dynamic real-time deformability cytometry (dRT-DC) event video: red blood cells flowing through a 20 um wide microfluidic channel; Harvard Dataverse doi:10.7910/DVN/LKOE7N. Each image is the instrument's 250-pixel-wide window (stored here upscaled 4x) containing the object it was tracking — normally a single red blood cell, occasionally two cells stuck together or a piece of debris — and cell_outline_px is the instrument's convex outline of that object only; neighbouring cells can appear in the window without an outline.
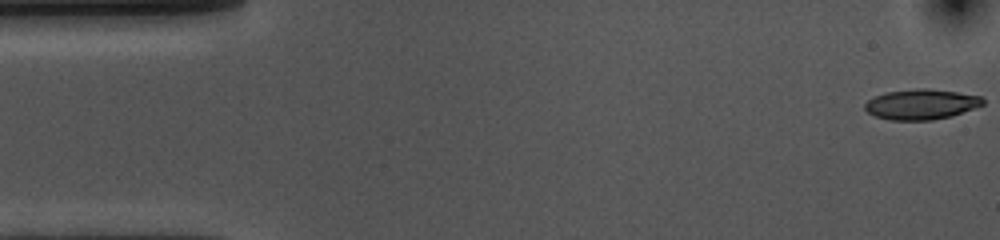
{"species": "common noctule bat (a hibernating species)", "species_latin": "Nyctalus noctula", "temperature_condition": "cold", "stored_images_in_passage": 54, "camera_frame_rate_fps": 3000, "um_per_image_px": 0.085, "animal": {"sex": "female", "body_mass_g": 10.0, "forearm_length_mm": 53.1}, "frame": {"image": 1, "passage_image": 1, "time_ms": 0.0, "image_size_px": [1000, 240], "cell_outline_px": [[984, 104], [952, 116], [932, 120], [892, 120], [876, 116], [868, 112], [864, 108], [864, 104], [868, 100], [884, 92], [916, 88], [928, 88], [956, 92], [980, 96], [984, 100]], "centroid_in_image_um": [78.29, 8.86], "position_along_channel_um": 6.7, "area_um2": 20.75}}
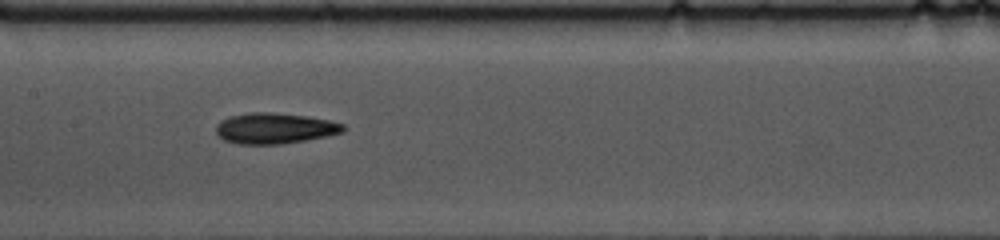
{"frame": {"image": 2, "passage_image": 25, "time_ms": 8.0, "image_size_px": [1000, 240], "cell_outline_px": [[348, 128], [344, 132], [304, 140], [280, 144], [236, 144], [224, 140], [216, 132], [216, 124], [220, 120], [228, 116], [252, 112], [268, 112], [304, 116], [328, 120], [344, 124]], "centroid_in_image_um": [23.32, 10.9], "position_along_channel_um": 184.1, "area_um2": 22.72}}
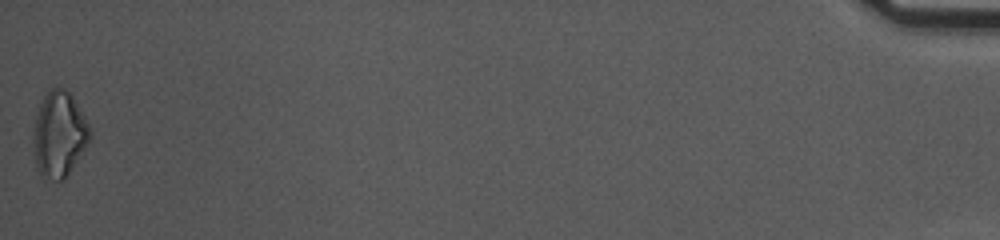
{"frame": {"image": 3, "passage_image": 54, "time_ms": 17.667, "image_size_px": [1000, 240], "cell_outline_px": [[92, 136], [68, 176], [64, 180], [44, 180], [40, 176], [36, 168], [32, 140], [32, 136], [36, 116], [40, 104], [44, 96], [52, 88], [64, 88], [72, 96], [84, 116], [92, 132]], "centroid_in_image_um": [5.01, 11.48], "position_along_channel_um": 430.2, "area_um2": 28.44}, "authors_computed_cell_mechanics": {"area_um2": 21.8484, "velocity_mm_per_s": 3.6278, "shape_relaxation_time_tau1_ms": 3.5434, "shape_relaxation_time_tau2_ms": 7.3517, "deformation_change_tau1": 0.1281, "deformation_change_tau2": 0.1873}}